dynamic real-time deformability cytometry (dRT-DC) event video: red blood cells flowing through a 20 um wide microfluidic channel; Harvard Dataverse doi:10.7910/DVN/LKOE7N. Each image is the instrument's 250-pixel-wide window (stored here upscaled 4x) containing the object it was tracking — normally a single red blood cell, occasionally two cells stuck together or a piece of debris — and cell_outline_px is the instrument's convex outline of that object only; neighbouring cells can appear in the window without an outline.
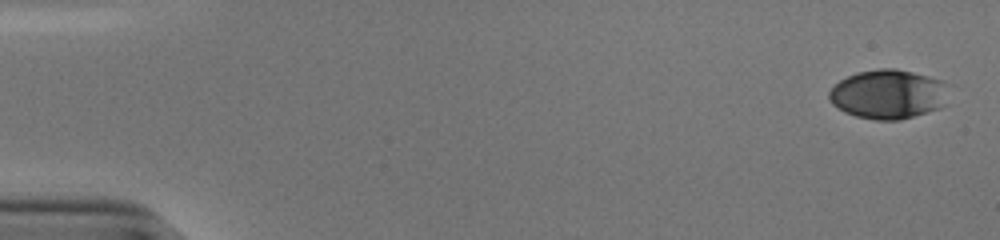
{"species": "human", "species_latin": "Homo sapiens", "temperature_condition": "cold", "stored_images_in_passage": 53, "camera_frame_rate_fps": 3000, "um_per_image_px": 0.085, "donor": {"sex": "male"}, "frame": {"image": 1, "passage_image": 1, "time_ms": 0.0, "image_size_px": [1000, 240], "cell_outline_px": [[940, 108], [900, 120], [876, 120], [856, 116], [844, 112], [832, 104], [828, 96], [828, 92], [840, 80], [856, 72], [880, 68], [896, 68], [928, 76], [940, 80]], "centroid_in_image_um": [75.33, 8.01], "position_along_channel_um": 9.7, "area_um2": 33.29}}
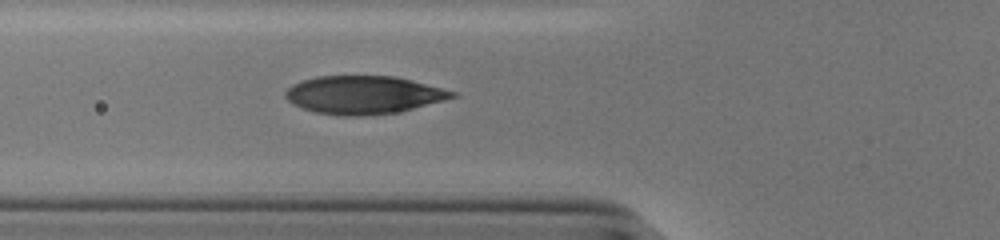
{"frame": {"image": 2, "passage_image": 20, "time_ms": 6.333, "image_size_px": [1000, 240], "cell_outline_px": [[460, 96], [400, 112], [360, 116], [344, 116], [316, 112], [292, 104], [284, 96], [284, 92], [292, 84], [300, 80], [316, 76], [396, 76], [412, 80], [456, 92]], "centroid_in_image_um": [30.9, 8.06], "position_along_channel_um": 94.9, "area_um2": 37.17}}
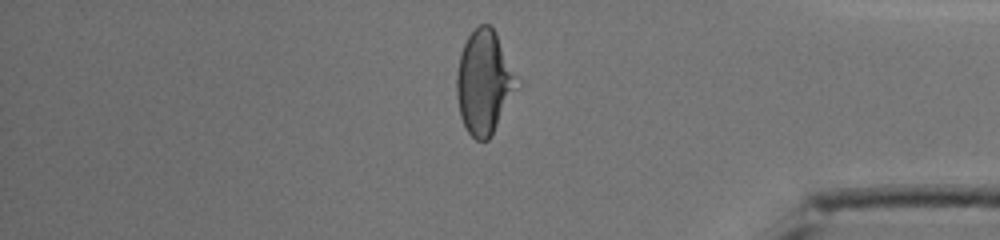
{"frame": {"image": 3, "passage_image": 45, "time_ms": 14.667, "image_size_px": [1000, 240], "cell_outline_px": [[512, 76], [492, 136], [488, 140], [476, 140], [468, 132], [460, 116], [456, 96], [456, 76], [460, 56], [464, 44], [468, 36], [480, 24], [488, 24], [496, 32]], "centroid_in_image_um": [40.96, 6.97], "position_along_channel_um": 394.2, "area_um2": 33.18}, "authors_computed_cell_mechanics": {"area_um2": 36.6452, "velocity_mm_per_s": 3.8587, "shape_relaxation_time_tau1_ms": 5.0953, "shape_relaxation_time_tau2_ms": 0.7262, "deformation_change_tau1": 0.1968, "deformation_change_tau2": 0.0513}}